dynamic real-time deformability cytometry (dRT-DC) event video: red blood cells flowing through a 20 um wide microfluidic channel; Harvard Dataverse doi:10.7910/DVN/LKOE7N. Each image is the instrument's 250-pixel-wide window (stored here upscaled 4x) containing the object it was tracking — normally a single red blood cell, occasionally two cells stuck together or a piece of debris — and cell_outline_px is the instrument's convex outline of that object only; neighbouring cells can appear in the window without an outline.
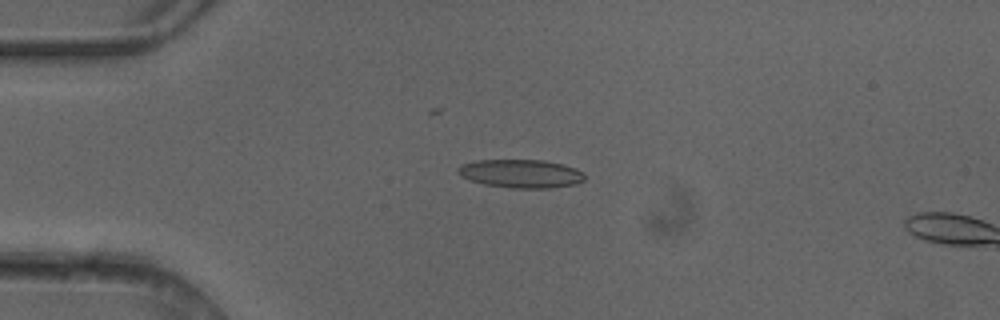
{"species": "common noctule bat (a hibernating species)", "species_latin": "Nyctalus noctula", "temperature_condition": "cold", "stored_images_in_passage": 4, "camera_frame_rate_fps": 3000, "um_per_image_px": 0.085, "animal": {"sex": "female"}, "frame": {"image": 1, "passage_image": 3, "time_ms": 0.667, "image_size_px": [1000, 320], "cell_outline_px": [[584, 180], [576, 184], [552, 188], [508, 188], [484, 184], [468, 180], [456, 172], [456, 168], [460, 164], [476, 160], [544, 160], [576, 168], [584, 172]], "centroid_in_image_um": [44.24, 14.76], "position_along_channel_um": 40.8, "area_um2": 21.21}}